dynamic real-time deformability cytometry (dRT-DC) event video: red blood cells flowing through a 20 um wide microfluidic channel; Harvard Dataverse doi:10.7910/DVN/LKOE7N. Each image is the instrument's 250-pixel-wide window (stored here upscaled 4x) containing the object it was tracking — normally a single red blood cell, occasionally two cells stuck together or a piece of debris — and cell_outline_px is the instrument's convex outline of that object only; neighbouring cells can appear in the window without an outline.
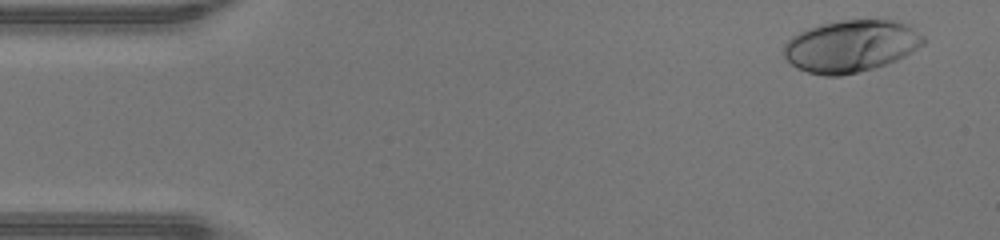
{"species": "human", "species_latin": "Homo sapiens", "temperature_condition": "warm", "stored_images_in_passage": 45, "camera_frame_rate_fps": 3000, "um_per_image_px": 0.085, "donor": {"sex": "male"}, "frame": {"image": 1, "passage_image": 2, "time_ms": 0.333, "image_size_px": [1000, 240], "cell_outline_px": [[924, 44], [912, 52], [896, 60], [872, 68], [840, 76], [824, 76], [808, 72], [796, 68], [784, 56], [784, 44], [792, 36], [808, 28], [820, 24], [840, 20], [892, 20], [904, 24], [924, 36]], "centroid_in_image_um": [72.3, 3.92], "position_along_channel_um": 12.7, "area_um2": 41.96}}
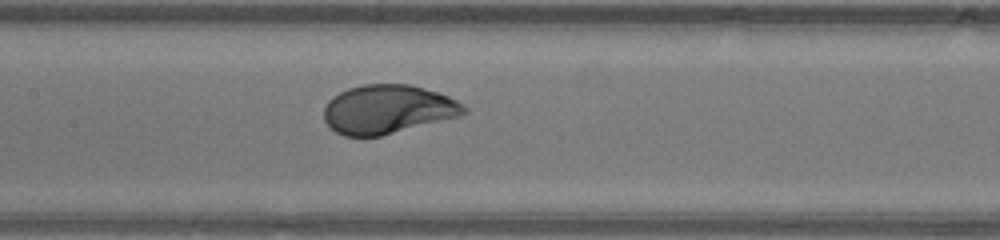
{"frame": {"image": 2, "passage_image": 21, "time_ms": 6.667, "image_size_px": [1000, 240], "cell_outline_px": [[468, 112], [460, 116], [380, 136], [344, 136], [336, 132], [324, 120], [324, 108], [328, 100], [332, 96], [348, 88], [364, 84], [412, 84], [440, 92], [456, 100], [468, 108]], "centroid_in_image_um": [32.97, 9.28], "position_along_channel_um": 174.4, "area_um2": 40.0}}
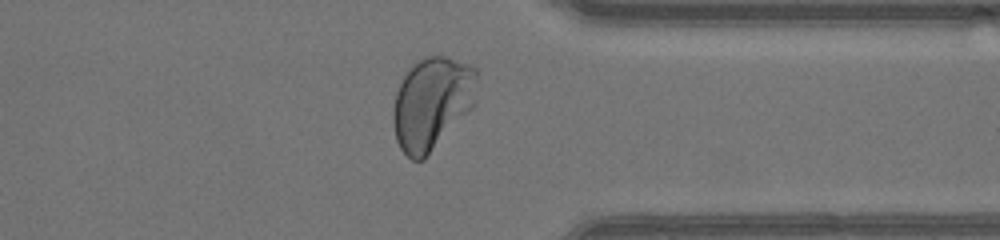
{"frame": {"image": 3, "passage_image": 35, "time_ms": 11.333, "image_size_px": [1000, 240], "cell_outline_px": [[476, 104], [424, 160], [412, 160], [400, 148], [396, 140], [392, 120], [392, 112], [396, 92], [404, 76], [412, 64], [424, 56], [444, 56], [472, 64], [476, 68]], "centroid_in_image_um": [36.72, 8.77], "position_along_channel_um": 374.7, "area_um2": 45.55}, "authors_computed_cell_mechanics": {"area_um2": 40.5178, "velocity_mm_per_s": 4.4181, "shape_relaxation_time_tau1_ms": 2.1095, "shape_relaxation_time_tau2_ms": null, "deformation_change_tau1": 0.186, "deformation_change_tau2": null}}